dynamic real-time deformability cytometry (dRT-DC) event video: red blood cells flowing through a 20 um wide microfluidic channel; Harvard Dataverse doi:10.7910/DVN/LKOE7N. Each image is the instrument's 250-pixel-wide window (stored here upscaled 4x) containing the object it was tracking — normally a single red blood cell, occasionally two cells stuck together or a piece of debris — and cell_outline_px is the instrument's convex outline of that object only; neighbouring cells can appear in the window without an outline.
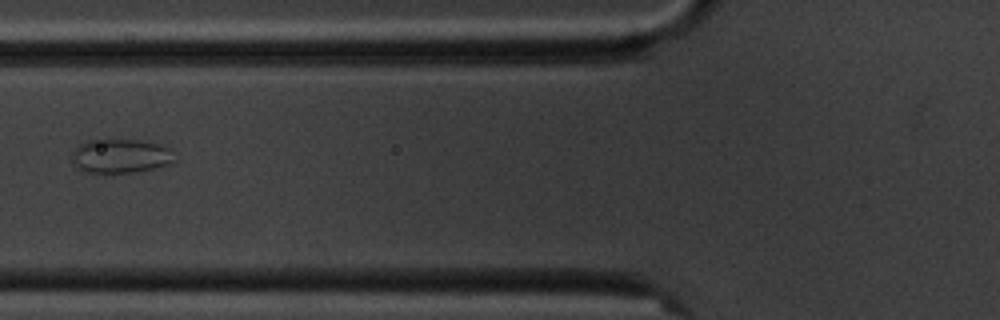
{"species": "common noctule bat (a hibernating species)", "species_latin": "Nyctalus noctula", "temperature_condition": "cold", "stored_images_in_passage": 2, "camera_frame_rate_fps": 3000, "um_per_image_px": 0.085, "animal": {"sex": "male", "body_mass_g": 20.1, "forearm_length_mm": 53.5}, "frame": {"image": 1, "passage_image": 2, "time_ms": 1.333, "image_size_px": [1000, 320], "cell_outline_px": [[176, 160], [172, 164], [136, 172], [88, 172], [80, 168], [72, 160], [72, 152], [80, 144], [88, 140], [104, 136], [148, 140], [160, 144], [168, 148]], "centroid_in_image_um": [10.28, 13.19], "position_along_channel_um": 115.5, "area_um2": 21.1}}